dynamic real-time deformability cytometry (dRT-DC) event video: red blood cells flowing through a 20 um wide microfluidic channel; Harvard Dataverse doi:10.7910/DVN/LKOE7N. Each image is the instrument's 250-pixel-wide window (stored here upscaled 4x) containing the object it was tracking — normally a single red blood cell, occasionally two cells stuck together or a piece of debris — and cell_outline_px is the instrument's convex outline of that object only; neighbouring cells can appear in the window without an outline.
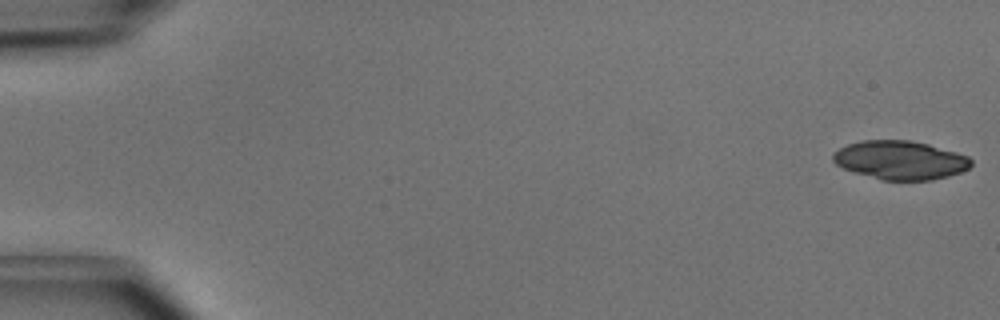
{"species": "common noctule bat (a hibernating species)", "species_latin": "Nyctalus noctula", "temperature_condition": "cold", "stored_images_in_passage": 49, "segment_of_instrument_passage": [1, 2], "camera_frame_rate_fps": 3000, "um_per_image_px": 0.085, "animal": {"sex": "male", "body_mass_g": 15.6}, "frame": {"image": 1, "passage_image": 1, "time_ms": 0.0, "image_size_px": [1000, 320], "cell_outline_px": [[972, 164], [968, 168], [960, 172], [948, 176], [932, 180], [880, 180], [844, 168], [836, 164], [832, 160], [832, 156], [840, 148], [848, 144], [860, 140], [908, 140], [928, 144], [956, 152], [968, 156], [972, 160]], "centroid_in_image_um": [76.53, 13.61], "position_along_channel_um": 8.5, "area_um2": 30.98}}